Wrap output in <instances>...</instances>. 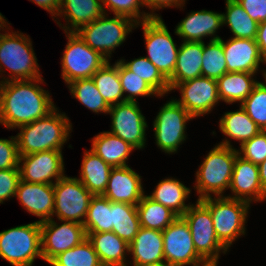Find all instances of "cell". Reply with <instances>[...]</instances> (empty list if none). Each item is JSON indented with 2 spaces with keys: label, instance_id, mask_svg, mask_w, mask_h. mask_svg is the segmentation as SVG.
Returning a JSON list of instances; mask_svg holds the SVG:
<instances>
[{
  "label": "cell",
  "instance_id": "1",
  "mask_svg": "<svg viewBox=\"0 0 266 266\" xmlns=\"http://www.w3.org/2000/svg\"><path fill=\"white\" fill-rule=\"evenodd\" d=\"M43 82L41 77L0 83V124L12 130L51 112L56 106L49 91L40 86Z\"/></svg>",
  "mask_w": 266,
  "mask_h": 266
},
{
  "label": "cell",
  "instance_id": "2",
  "mask_svg": "<svg viewBox=\"0 0 266 266\" xmlns=\"http://www.w3.org/2000/svg\"><path fill=\"white\" fill-rule=\"evenodd\" d=\"M65 113L55 107L46 116L18 127L16 135L19 155L41 151L62 150L69 139L72 124Z\"/></svg>",
  "mask_w": 266,
  "mask_h": 266
},
{
  "label": "cell",
  "instance_id": "3",
  "mask_svg": "<svg viewBox=\"0 0 266 266\" xmlns=\"http://www.w3.org/2000/svg\"><path fill=\"white\" fill-rule=\"evenodd\" d=\"M237 154L238 150L228 138L209 151L195 174L193 187L199 195L198 200L212 197V194L214 197L224 196L223 193L230 187Z\"/></svg>",
  "mask_w": 266,
  "mask_h": 266
},
{
  "label": "cell",
  "instance_id": "4",
  "mask_svg": "<svg viewBox=\"0 0 266 266\" xmlns=\"http://www.w3.org/2000/svg\"><path fill=\"white\" fill-rule=\"evenodd\" d=\"M29 37L13 30L10 33H0V83L42 77ZM4 69L10 70L7 78L2 75V72L5 73Z\"/></svg>",
  "mask_w": 266,
  "mask_h": 266
},
{
  "label": "cell",
  "instance_id": "5",
  "mask_svg": "<svg viewBox=\"0 0 266 266\" xmlns=\"http://www.w3.org/2000/svg\"><path fill=\"white\" fill-rule=\"evenodd\" d=\"M201 201L209 208L213 226L219 241L227 248L245 235V223L250 203L225 196L207 197Z\"/></svg>",
  "mask_w": 266,
  "mask_h": 266
},
{
  "label": "cell",
  "instance_id": "6",
  "mask_svg": "<svg viewBox=\"0 0 266 266\" xmlns=\"http://www.w3.org/2000/svg\"><path fill=\"white\" fill-rule=\"evenodd\" d=\"M103 14L90 24L82 26L76 33L93 50L98 51L107 61H110L112 51L126 40L137 23L129 17L115 15L108 18Z\"/></svg>",
  "mask_w": 266,
  "mask_h": 266
},
{
  "label": "cell",
  "instance_id": "7",
  "mask_svg": "<svg viewBox=\"0 0 266 266\" xmlns=\"http://www.w3.org/2000/svg\"><path fill=\"white\" fill-rule=\"evenodd\" d=\"M0 257L13 266H32L41 252V226L38 221L0 232Z\"/></svg>",
  "mask_w": 266,
  "mask_h": 266
},
{
  "label": "cell",
  "instance_id": "8",
  "mask_svg": "<svg viewBox=\"0 0 266 266\" xmlns=\"http://www.w3.org/2000/svg\"><path fill=\"white\" fill-rule=\"evenodd\" d=\"M67 45L61 58V76L68 85L78 79H89L108 61L87 45L76 32H66Z\"/></svg>",
  "mask_w": 266,
  "mask_h": 266
},
{
  "label": "cell",
  "instance_id": "9",
  "mask_svg": "<svg viewBox=\"0 0 266 266\" xmlns=\"http://www.w3.org/2000/svg\"><path fill=\"white\" fill-rule=\"evenodd\" d=\"M138 26L143 29L148 54L146 58L168 79L175 69L179 47L162 17L137 23Z\"/></svg>",
  "mask_w": 266,
  "mask_h": 266
},
{
  "label": "cell",
  "instance_id": "10",
  "mask_svg": "<svg viewBox=\"0 0 266 266\" xmlns=\"http://www.w3.org/2000/svg\"><path fill=\"white\" fill-rule=\"evenodd\" d=\"M153 122L156 145L167 154L177 152L180 144L186 141V124L194 117L174 98L167 101Z\"/></svg>",
  "mask_w": 266,
  "mask_h": 266
},
{
  "label": "cell",
  "instance_id": "11",
  "mask_svg": "<svg viewBox=\"0 0 266 266\" xmlns=\"http://www.w3.org/2000/svg\"><path fill=\"white\" fill-rule=\"evenodd\" d=\"M188 223L194 247L205 261H218L220 253L228 249L219 241L209 208L201 201L191 204L182 216Z\"/></svg>",
  "mask_w": 266,
  "mask_h": 266
},
{
  "label": "cell",
  "instance_id": "12",
  "mask_svg": "<svg viewBox=\"0 0 266 266\" xmlns=\"http://www.w3.org/2000/svg\"><path fill=\"white\" fill-rule=\"evenodd\" d=\"M54 212L59 221L83 224L93 195L77 177L63 176L53 184Z\"/></svg>",
  "mask_w": 266,
  "mask_h": 266
},
{
  "label": "cell",
  "instance_id": "13",
  "mask_svg": "<svg viewBox=\"0 0 266 266\" xmlns=\"http://www.w3.org/2000/svg\"><path fill=\"white\" fill-rule=\"evenodd\" d=\"M111 131L109 133L120 137L135 149H144L146 145V118L142 114L139 103L125 101L110 106Z\"/></svg>",
  "mask_w": 266,
  "mask_h": 266
},
{
  "label": "cell",
  "instance_id": "14",
  "mask_svg": "<svg viewBox=\"0 0 266 266\" xmlns=\"http://www.w3.org/2000/svg\"><path fill=\"white\" fill-rule=\"evenodd\" d=\"M164 260L173 266L196 265L205 261L196 251L188 223L178 216L162 231Z\"/></svg>",
  "mask_w": 266,
  "mask_h": 266
},
{
  "label": "cell",
  "instance_id": "15",
  "mask_svg": "<svg viewBox=\"0 0 266 266\" xmlns=\"http://www.w3.org/2000/svg\"><path fill=\"white\" fill-rule=\"evenodd\" d=\"M62 222L63 224L59 225L52 218L40 223L41 252L47 263L59 253L77 246L87 238L83 224L74 221Z\"/></svg>",
  "mask_w": 266,
  "mask_h": 266
},
{
  "label": "cell",
  "instance_id": "16",
  "mask_svg": "<svg viewBox=\"0 0 266 266\" xmlns=\"http://www.w3.org/2000/svg\"><path fill=\"white\" fill-rule=\"evenodd\" d=\"M179 90L181 98L174 99L194 118L210 113L220 102L217 80L208 77H198L177 83L172 90Z\"/></svg>",
  "mask_w": 266,
  "mask_h": 266
},
{
  "label": "cell",
  "instance_id": "17",
  "mask_svg": "<svg viewBox=\"0 0 266 266\" xmlns=\"http://www.w3.org/2000/svg\"><path fill=\"white\" fill-rule=\"evenodd\" d=\"M62 150L41 151L29 155H20V178L28 183L53 185L64 173ZM54 179V181H53Z\"/></svg>",
  "mask_w": 266,
  "mask_h": 266
},
{
  "label": "cell",
  "instance_id": "18",
  "mask_svg": "<svg viewBox=\"0 0 266 266\" xmlns=\"http://www.w3.org/2000/svg\"><path fill=\"white\" fill-rule=\"evenodd\" d=\"M229 189L234 195L226 197L232 199L243 200L250 204L266 200V193L260 183L258 165L244 159L239 154L234 162Z\"/></svg>",
  "mask_w": 266,
  "mask_h": 266
},
{
  "label": "cell",
  "instance_id": "19",
  "mask_svg": "<svg viewBox=\"0 0 266 266\" xmlns=\"http://www.w3.org/2000/svg\"><path fill=\"white\" fill-rule=\"evenodd\" d=\"M227 72L257 73L260 63L266 60L261 55L255 39L231 37L226 42L222 39Z\"/></svg>",
  "mask_w": 266,
  "mask_h": 266
},
{
  "label": "cell",
  "instance_id": "20",
  "mask_svg": "<svg viewBox=\"0 0 266 266\" xmlns=\"http://www.w3.org/2000/svg\"><path fill=\"white\" fill-rule=\"evenodd\" d=\"M141 178L129 166L112 168L102 196L112 202L137 205L145 195Z\"/></svg>",
  "mask_w": 266,
  "mask_h": 266
},
{
  "label": "cell",
  "instance_id": "21",
  "mask_svg": "<svg viewBox=\"0 0 266 266\" xmlns=\"http://www.w3.org/2000/svg\"><path fill=\"white\" fill-rule=\"evenodd\" d=\"M223 26L222 13L200 10L191 11L175 28V34L181 37L182 42H204V37L211 40L220 39L217 30Z\"/></svg>",
  "mask_w": 266,
  "mask_h": 266
},
{
  "label": "cell",
  "instance_id": "22",
  "mask_svg": "<svg viewBox=\"0 0 266 266\" xmlns=\"http://www.w3.org/2000/svg\"><path fill=\"white\" fill-rule=\"evenodd\" d=\"M15 197H17L27 212L41 218L38 220L39 223L53 218V185L28 183L20 180Z\"/></svg>",
  "mask_w": 266,
  "mask_h": 266
},
{
  "label": "cell",
  "instance_id": "23",
  "mask_svg": "<svg viewBox=\"0 0 266 266\" xmlns=\"http://www.w3.org/2000/svg\"><path fill=\"white\" fill-rule=\"evenodd\" d=\"M104 14L101 0H61L57 16L64 17L65 26L55 19L66 32H76ZM63 26V27H62Z\"/></svg>",
  "mask_w": 266,
  "mask_h": 266
},
{
  "label": "cell",
  "instance_id": "24",
  "mask_svg": "<svg viewBox=\"0 0 266 266\" xmlns=\"http://www.w3.org/2000/svg\"><path fill=\"white\" fill-rule=\"evenodd\" d=\"M129 246L132 266H144L164 261L162 231L140 227L138 234Z\"/></svg>",
  "mask_w": 266,
  "mask_h": 266
},
{
  "label": "cell",
  "instance_id": "25",
  "mask_svg": "<svg viewBox=\"0 0 266 266\" xmlns=\"http://www.w3.org/2000/svg\"><path fill=\"white\" fill-rule=\"evenodd\" d=\"M203 42H185L180 44L176 66L168 78L171 89L177 84L202 76Z\"/></svg>",
  "mask_w": 266,
  "mask_h": 266
},
{
  "label": "cell",
  "instance_id": "26",
  "mask_svg": "<svg viewBox=\"0 0 266 266\" xmlns=\"http://www.w3.org/2000/svg\"><path fill=\"white\" fill-rule=\"evenodd\" d=\"M86 234L103 266H128L130 246L113 231Z\"/></svg>",
  "mask_w": 266,
  "mask_h": 266
},
{
  "label": "cell",
  "instance_id": "27",
  "mask_svg": "<svg viewBox=\"0 0 266 266\" xmlns=\"http://www.w3.org/2000/svg\"><path fill=\"white\" fill-rule=\"evenodd\" d=\"M91 149L112 168L128 166L126 161L133 150L129 143L108 131H103L92 138Z\"/></svg>",
  "mask_w": 266,
  "mask_h": 266
},
{
  "label": "cell",
  "instance_id": "28",
  "mask_svg": "<svg viewBox=\"0 0 266 266\" xmlns=\"http://www.w3.org/2000/svg\"><path fill=\"white\" fill-rule=\"evenodd\" d=\"M111 169L112 167L92 150H85L78 179L93 196H100L106 190Z\"/></svg>",
  "mask_w": 266,
  "mask_h": 266
},
{
  "label": "cell",
  "instance_id": "29",
  "mask_svg": "<svg viewBox=\"0 0 266 266\" xmlns=\"http://www.w3.org/2000/svg\"><path fill=\"white\" fill-rule=\"evenodd\" d=\"M255 73L227 72L217 79L218 96L220 101L227 104H240L250 95L259 83L253 77Z\"/></svg>",
  "mask_w": 266,
  "mask_h": 266
},
{
  "label": "cell",
  "instance_id": "30",
  "mask_svg": "<svg viewBox=\"0 0 266 266\" xmlns=\"http://www.w3.org/2000/svg\"><path fill=\"white\" fill-rule=\"evenodd\" d=\"M191 189L175 178H165L155 187L152 194L148 195L151 199L159 202L165 207L171 209L178 216H183L191 206L185 204L189 198Z\"/></svg>",
  "mask_w": 266,
  "mask_h": 266
},
{
  "label": "cell",
  "instance_id": "31",
  "mask_svg": "<svg viewBox=\"0 0 266 266\" xmlns=\"http://www.w3.org/2000/svg\"><path fill=\"white\" fill-rule=\"evenodd\" d=\"M111 231L130 244L140 229L136 205L110 201Z\"/></svg>",
  "mask_w": 266,
  "mask_h": 266
},
{
  "label": "cell",
  "instance_id": "32",
  "mask_svg": "<svg viewBox=\"0 0 266 266\" xmlns=\"http://www.w3.org/2000/svg\"><path fill=\"white\" fill-rule=\"evenodd\" d=\"M229 111L219 120V129L226 137L240 142V146L258 134L260 127L250 119L244 109Z\"/></svg>",
  "mask_w": 266,
  "mask_h": 266
},
{
  "label": "cell",
  "instance_id": "33",
  "mask_svg": "<svg viewBox=\"0 0 266 266\" xmlns=\"http://www.w3.org/2000/svg\"><path fill=\"white\" fill-rule=\"evenodd\" d=\"M136 207L140 227L146 229L163 231L178 217L171 209L151 199L148 195H144Z\"/></svg>",
  "mask_w": 266,
  "mask_h": 266
},
{
  "label": "cell",
  "instance_id": "34",
  "mask_svg": "<svg viewBox=\"0 0 266 266\" xmlns=\"http://www.w3.org/2000/svg\"><path fill=\"white\" fill-rule=\"evenodd\" d=\"M223 26L228 25L234 38L256 39L259 23L252 20L237 0H226Z\"/></svg>",
  "mask_w": 266,
  "mask_h": 266
},
{
  "label": "cell",
  "instance_id": "35",
  "mask_svg": "<svg viewBox=\"0 0 266 266\" xmlns=\"http://www.w3.org/2000/svg\"><path fill=\"white\" fill-rule=\"evenodd\" d=\"M91 78L101 96L110 106L125 102L118 74V60L112 65L108 61Z\"/></svg>",
  "mask_w": 266,
  "mask_h": 266
},
{
  "label": "cell",
  "instance_id": "36",
  "mask_svg": "<svg viewBox=\"0 0 266 266\" xmlns=\"http://www.w3.org/2000/svg\"><path fill=\"white\" fill-rule=\"evenodd\" d=\"M119 61L128 70L138 75L150 85L160 97L171 92L168 79L145 56L135 58L129 62H126L125 59H120Z\"/></svg>",
  "mask_w": 266,
  "mask_h": 266
},
{
  "label": "cell",
  "instance_id": "37",
  "mask_svg": "<svg viewBox=\"0 0 266 266\" xmlns=\"http://www.w3.org/2000/svg\"><path fill=\"white\" fill-rule=\"evenodd\" d=\"M73 98L94 113H108L110 105L104 100L92 78L78 79L67 85Z\"/></svg>",
  "mask_w": 266,
  "mask_h": 266
},
{
  "label": "cell",
  "instance_id": "38",
  "mask_svg": "<svg viewBox=\"0 0 266 266\" xmlns=\"http://www.w3.org/2000/svg\"><path fill=\"white\" fill-rule=\"evenodd\" d=\"M49 264L51 266H103L88 238L77 246L59 253Z\"/></svg>",
  "mask_w": 266,
  "mask_h": 266
},
{
  "label": "cell",
  "instance_id": "39",
  "mask_svg": "<svg viewBox=\"0 0 266 266\" xmlns=\"http://www.w3.org/2000/svg\"><path fill=\"white\" fill-rule=\"evenodd\" d=\"M83 226L86 233L111 231L110 200L102 195L93 196Z\"/></svg>",
  "mask_w": 266,
  "mask_h": 266
},
{
  "label": "cell",
  "instance_id": "40",
  "mask_svg": "<svg viewBox=\"0 0 266 266\" xmlns=\"http://www.w3.org/2000/svg\"><path fill=\"white\" fill-rule=\"evenodd\" d=\"M222 38L203 42L202 76L218 79L227 73Z\"/></svg>",
  "mask_w": 266,
  "mask_h": 266
},
{
  "label": "cell",
  "instance_id": "41",
  "mask_svg": "<svg viewBox=\"0 0 266 266\" xmlns=\"http://www.w3.org/2000/svg\"><path fill=\"white\" fill-rule=\"evenodd\" d=\"M118 74L125 101L137 102L136 97L138 96L151 97L154 95L160 98L159 94L150 85L138 75L128 70L119 60Z\"/></svg>",
  "mask_w": 266,
  "mask_h": 266
},
{
  "label": "cell",
  "instance_id": "42",
  "mask_svg": "<svg viewBox=\"0 0 266 266\" xmlns=\"http://www.w3.org/2000/svg\"><path fill=\"white\" fill-rule=\"evenodd\" d=\"M240 106L261 130H266V86L263 82H259L254 87Z\"/></svg>",
  "mask_w": 266,
  "mask_h": 266
},
{
  "label": "cell",
  "instance_id": "43",
  "mask_svg": "<svg viewBox=\"0 0 266 266\" xmlns=\"http://www.w3.org/2000/svg\"><path fill=\"white\" fill-rule=\"evenodd\" d=\"M101 4L105 14L107 8L114 15L129 17L136 23L152 19L149 12L140 10V7H144L143 0H101Z\"/></svg>",
  "mask_w": 266,
  "mask_h": 266
},
{
  "label": "cell",
  "instance_id": "44",
  "mask_svg": "<svg viewBox=\"0 0 266 266\" xmlns=\"http://www.w3.org/2000/svg\"><path fill=\"white\" fill-rule=\"evenodd\" d=\"M238 154L246 160L259 165L266 159V130H261L238 149Z\"/></svg>",
  "mask_w": 266,
  "mask_h": 266
},
{
  "label": "cell",
  "instance_id": "45",
  "mask_svg": "<svg viewBox=\"0 0 266 266\" xmlns=\"http://www.w3.org/2000/svg\"><path fill=\"white\" fill-rule=\"evenodd\" d=\"M19 151L16 136L0 139V170L19 169Z\"/></svg>",
  "mask_w": 266,
  "mask_h": 266
},
{
  "label": "cell",
  "instance_id": "46",
  "mask_svg": "<svg viewBox=\"0 0 266 266\" xmlns=\"http://www.w3.org/2000/svg\"><path fill=\"white\" fill-rule=\"evenodd\" d=\"M20 180L19 169L0 170V204L15 197Z\"/></svg>",
  "mask_w": 266,
  "mask_h": 266
},
{
  "label": "cell",
  "instance_id": "47",
  "mask_svg": "<svg viewBox=\"0 0 266 266\" xmlns=\"http://www.w3.org/2000/svg\"><path fill=\"white\" fill-rule=\"evenodd\" d=\"M252 20L266 21V0H237Z\"/></svg>",
  "mask_w": 266,
  "mask_h": 266
},
{
  "label": "cell",
  "instance_id": "48",
  "mask_svg": "<svg viewBox=\"0 0 266 266\" xmlns=\"http://www.w3.org/2000/svg\"><path fill=\"white\" fill-rule=\"evenodd\" d=\"M185 2L186 0H143L144 6L151 9L150 16L152 18H161V16L154 12L157 9L160 10L166 7H179L183 9Z\"/></svg>",
  "mask_w": 266,
  "mask_h": 266
},
{
  "label": "cell",
  "instance_id": "49",
  "mask_svg": "<svg viewBox=\"0 0 266 266\" xmlns=\"http://www.w3.org/2000/svg\"><path fill=\"white\" fill-rule=\"evenodd\" d=\"M35 4H37L38 6H40V8H43L44 10H46L47 12H49L55 19V17H57V13L60 7V1L61 0H29Z\"/></svg>",
  "mask_w": 266,
  "mask_h": 266
},
{
  "label": "cell",
  "instance_id": "50",
  "mask_svg": "<svg viewBox=\"0 0 266 266\" xmlns=\"http://www.w3.org/2000/svg\"><path fill=\"white\" fill-rule=\"evenodd\" d=\"M256 43L259 46L261 55L266 60V21L260 22L258 26Z\"/></svg>",
  "mask_w": 266,
  "mask_h": 266
},
{
  "label": "cell",
  "instance_id": "51",
  "mask_svg": "<svg viewBox=\"0 0 266 266\" xmlns=\"http://www.w3.org/2000/svg\"><path fill=\"white\" fill-rule=\"evenodd\" d=\"M259 178L263 191L266 193V159L258 165Z\"/></svg>",
  "mask_w": 266,
  "mask_h": 266
},
{
  "label": "cell",
  "instance_id": "52",
  "mask_svg": "<svg viewBox=\"0 0 266 266\" xmlns=\"http://www.w3.org/2000/svg\"><path fill=\"white\" fill-rule=\"evenodd\" d=\"M8 24L9 23L7 22V20L5 19V17L0 13V31H1V29H2V31L3 30L5 31L6 29H7V31H9L10 30V26H8Z\"/></svg>",
  "mask_w": 266,
  "mask_h": 266
},
{
  "label": "cell",
  "instance_id": "53",
  "mask_svg": "<svg viewBox=\"0 0 266 266\" xmlns=\"http://www.w3.org/2000/svg\"><path fill=\"white\" fill-rule=\"evenodd\" d=\"M217 264H218V261H203L193 266H217Z\"/></svg>",
  "mask_w": 266,
  "mask_h": 266
},
{
  "label": "cell",
  "instance_id": "54",
  "mask_svg": "<svg viewBox=\"0 0 266 266\" xmlns=\"http://www.w3.org/2000/svg\"><path fill=\"white\" fill-rule=\"evenodd\" d=\"M144 266H173V265L169 264L168 262H166L164 260V261H161V262H158V263L147 264V265H144Z\"/></svg>",
  "mask_w": 266,
  "mask_h": 266
},
{
  "label": "cell",
  "instance_id": "55",
  "mask_svg": "<svg viewBox=\"0 0 266 266\" xmlns=\"http://www.w3.org/2000/svg\"><path fill=\"white\" fill-rule=\"evenodd\" d=\"M262 72H263L262 76H264V79H265L263 84L266 86V70L264 69Z\"/></svg>",
  "mask_w": 266,
  "mask_h": 266
}]
</instances>
